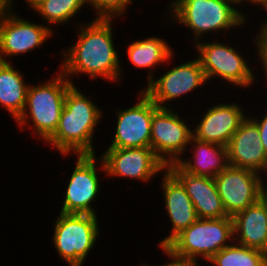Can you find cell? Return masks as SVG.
<instances>
[{
    "label": "cell",
    "instance_id": "obj_1",
    "mask_svg": "<svg viewBox=\"0 0 267 266\" xmlns=\"http://www.w3.org/2000/svg\"><path fill=\"white\" fill-rule=\"evenodd\" d=\"M113 19L96 17L89 25L80 26L77 42L68 52H64L65 59L60 72L66 77L86 73L92 79L99 76L117 81L121 68L112 39Z\"/></svg>",
    "mask_w": 267,
    "mask_h": 266
},
{
    "label": "cell",
    "instance_id": "obj_2",
    "mask_svg": "<svg viewBox=\"0 0 267 266\" xmlns=\"http://www.w3.org/2000/svg\"><path fill=\"white\" fill-rule=\"evenodd\" d=\"M101 114L102 111L72 85L66 93L58 127L46 142L64 155L70 152L95 154L92 135Z\"/></svg>",
    "mask_w": 267,
    "mask_h": 266
},
{
    "label": "cell",
    "instance_id": "obj_3",
    "mask_svg": "<svg viewBox=\"0 0 267 266\" xmlns=\"http://www.w3.org/2000/svg\"><path fill=\"white\" fill-rule=\"evenodd\" d=\"M74 85L63 73L52 81H48L41 86H29L27 90L26 105L22 115L16 122L23 127L29 124L27 117L32 118L34 131L47 141L56 131L61 117L65 97L68 89ZM27 108V109H26Z\"/></svg>",
    "mask_w": 267,
    "mask_h": 266
},
{
    "label": "cell",
    "instance_id": "obj_4",
    "mask_svg": "<svg viewBox=\"0 0 267 266\" xmlns=\"http://www.w3.org/2000/svg\"><path fill=\"white\" fill-rule=\"evenodd\" d=\"M233 238L232 217L217 219L198 218L179 233L165 248L174 256L197 261L200 255L210 260Z\"/></svg>",
    "mask_w": 267,
    "mask_h": 266
},
{
    "label": "cell",
    "instance_id": "obj_5",
    "mask_svg": "<svg viewBox=\"0 0 267 266\" xmlns=\"http://www.w3.org/2000/svg\"><path fill=\"white\" fill-rule=\"evenodd\" d=\"M172 19L194 32L195 41L209 31L228 30L245 22L244 14L221 0H176L171 3Z\"/></svg>",
    "mask_w": 267,
    "mask_h": 266
},
{
    "label": "cell",
    "instance_id": "obj_6",
    "mask_svg": "<svg viewBox=\"0 0 267 266\" xmlns=\"http://www.w3.org/2000/svg\"><path fill=\"white\" fill-rule=\"evenodd\" d=\"M96 214H59L53 241L56 250L70 266H82L99 237Z\"/></svg>",
    "mask_w": 267,
    "mask_h": 266
},
{
    "label": "cell",
    "instance_id": "obj_7",
    "mask_svg": "<svg viewBox=\"0 0 267 266\" xmlns=\"http://www.w3.org/2000/svg\"><path fill=\"white\" fill-rule=\"evenodd\" d=\"M182 120L166 107H157L153 111L151 148L166 166L179 161L193 136V131Z\"/></svg>",
    "mask_w": 267,
    "mask_h": 266
},
{
    "label": "cell",
    "instance_id": "obj_8",
    "mask_svg": "<svg viewBox=\"0 0 267 266\" xmlns=\"http://www.w3.org/2000/svg\"><path fill=\"white\" fill-rule=\"evenodd\" d=\"M196 44L200 52L198 58L207 81L213 76H218L240 87L250 86L254 82L256 77L246 60L231 46L217 42L202 43V41Z\"/></svg>",
    "mask_w": 267,
    "mask_h": 266
},
{
    "label": "cell",
    "instance_id": "obj_9",
    "mask_svg": "<svg viewBox=\"0 0 267 266\" xmlns=\"http://www.w3.org/2000/svg\"><path fill=\"white\" fill-rule=\"evenodd\" d=\"M102 169L109 176L148 181L167 166L151 147L108 148L101 156Z\"/></svg>",
    "mask_w": 267,
    "mask_h": 266
},
{
    "label": "cell",
    "instance_id": "obj_10",
    "mask_svg": "<svg viewBox=\"0 0 267 266\" xmlns=\"http://www.w3.org/2000/svg\"><path fill=\"white\" fill-rule=\"evenodd\" d=\"M259 173L228 165L214 177L225 212L232 217L258 201Z\"/></svg>",
    "mask_w": 267,
    "mask_h": 266
},
{
    "label": "cell",
    "instance_id": "obj_11",
    "mask_svg": "<svg viewBox=\"0 0 267 266\" xmlns=\"http://www.w3.org/2000/svg\"><path fill=\"white\" fill-rule=\"evenodd\" d=\"M148 76L147 89L143 92L161 108H165L166 101L181 97L207 82L199 58L170 69L157 80H153L151 73Z\"/></svg>",
    "mask_w": 267,
    "mask_h": 266
},
{
    "label": "cell",
    "instance_id": "obj_12",
    "mask_svg": "<svg viewBox=\"0 0 267 266\" xmlns=\"http://www.w3.org/2000/svg\"><path fill=\"white\" fill-rule=\"evenodd\" d=\"M139 102L127 110H119L114 140L109 148L151 147L153 111L158 107L143 91Z\"/></svg>",
    "mask_w": 267,
    "mask_h": 266
},
{
    "label": "cell",
    "instance_id": "obj_13",
    "mask_svg": "<svg viewBox=\"0 0 267 266\" xmlns=\"http://www.w3.org/2000/svg\"><path fill=\"white\" fill-rule=\"evenodd\" d=\"M95 154H78L70 177L61 213L95 215L92 201L99 193Z\"/></svg>",
    "mask_w": 267,
    "mask_h": 266
},
{
    "label": "cell",
    "instance_id": "obj_14",
    "mask_svg": "<svg viewBox=\"0 0 267 266\" xmlns=\"http://www.w3.org/2000/svg\"><path fill=\"white\" fill-rule=\"evenodd\" d=\"M10 12L0 15V61L3 62H6L5 56L36 49L53 34L46 25L31 23Z\"/></svg>",
    "mask_w": 267,
    "mask_h": 266
},
{
    "label": "cell",
    "instance_id": "obj_15",
    "mask_svg": "<svg viewBox=\"0 0 267 266\" xmlns=\"http://www.w3.org/2000/svg\"><path fill=\"white\" fill-rule=\"evenodd\" d=\"M228 164L255 172L267 170V155L264 151L257 124L247 117L226 146Z\"/></svg>",
    "mask_w": 267,
    "mask_h": 266
},
{
    "label": "cell",
    "instance_id": "obj_16",
    "mask_svg": "<svg viewBox=\"0 0 267 266\" xmlns=\"http://www.w3.org/2000/svg\"><path fill=\"white\" fill-rule=\"evenodd\" d=\"M167 169L182 183L192 200L196 215L202 219L230 217L225 212L214 178L185 172L177 163Z\"/></svg>",
    "mask_w": 267,
    "mask_h": 266
},
{
    "label": "cell",
    "instance_id": "obj_17",
    "mask_svg": "<svg viewBox=\"0 0 267 266\" xmlns=\"http://www.w3.org/2000/svg\"><path fill=\"white\" fill-rule=\"evenodd\" d=\"M206 112L199 125L192 130L193 137L222 146L228 145L240 123L246 118L242 108L234 103L218 104Z\"/></svg>",
    "mask_w": 267,
    "mask_h": 266
},
{
    "label": "cell",
    "instance_id": "obj_18",
    "mask_svg": "<svg viewBox=\"0 0 267 266\" xmlns=\"http://www.w3.org/2000/svg\"><path fill=\"white\" fill-rule=\"evenodd\" d=\"M164 172L166 173L161 185L165 207L172 222V233L160 241L161 248H165L179 233L198 219L194 204L182 183L168 169Z\"/></svg>",
    "mask_w": 267,
    "mask_h": 266
},
{
    "label": "cell",
    "instance_id": "obj_19",
    "mask_svg": "<svg viewBox=\"0 0 267 266\" xmlns=\"http://www.w3.org/2000/svg\"><path fill=\"white\" fill-rule=\"evenodd\" d=\"M232 221L238 244L267 253V211L260 202L233 215ZM236 234L240 237L235 238Z\"/></svg>",
    "mask_w": 267,
    "mask_h": 266
},
{
    "label": "cell",
    "instance_id": "obj_20",
    "mask_svg": "<svg viewBox=\"0 0 267 266\" xmlns=\"http://www.w3.org/2000/svg\"><path fill=\"white\" fill-rule=\"evenodd\" d=\"M196 145L194 148V161L182 160L176 163L187 173L197 176H207L214 178L220 174L229 164L226 146L209 143L191 137L190 144Z\"/></svg>",
    "mask_w": 267,
    "mask_h": 266
},
{
    "label": "cell",
    "instance_id": "obj_21",
    "mask_svg": "<svg viewBox=\"0 0 267 266\" xmlns=\"http://www.w3.org/2000/svg\"><path fill=\"white\" fill-rule=\"evenodd\" d=\"M28 87L10 62L0 61V104L15 120L24 112Z\"/></svg>",
    "mask_w": 267,
    "mask_h": 266
},
{
    "label": "cell",
    "instance_id": "obj_22",
    "mask_svg": "<svg viewBox=\"0 0 267 266\" xmlns=\"http://www.w3.org/2000/svg\"><path fill=\"white\" fill-rule=\"evenodd\" d=\"M173 55L172 49L163 39L150 37L133 42L128 47V56L134 66L150 68L162 62H167Z\"/></svg>",
    "mask_w": 267,
    "mask_h": 266
},
{
    "label": "cell",
    "instance_id": "obj_23",
    "mask_svg": "<svg viewBox=\"0 0 267 266\" xmlns=\"http://www.w3.org/2000/svg\"><path fill=\"white\" fill-rule=\"evenodd\" d=\"M267 253L243 245H229L216 253L209 262L215 266H265Z\"/></svg>",
    "mask_w": 267,
    "mask_h": 266
},
{
    "label": "cell",
    "instance_id": "obj_24",
    "mask_svg": "<svg viewBox=\"0 0 267 266\" xmlns=\"http://www.w3.org/2000/svg\"><path fill=\"white\" fill-rule=\"evenodd\" d=\"M85 3V0H47L35 12H39L49 24H62L74 17Z\"/></svg>",
    "mask_w": 267,
    "mask_h": 266
},
{
    "label": "cell",
    "instance_id": "obj_25",
    "mask_svg": "<svg viewBox=\"0 0 267 266\" xmlns=\"http://www.w3.org/2000/svg\"><path fill=\"white\" fill-rule=\"evenodd\" d=\"M86 3L91 4L96 11L97 16L102 18H113V16L122 15L125 12L128 4L132 0H85Z\"/></svg>",
    "mask_w": 267,
    "mask_h": 266
},
{
    "label": "cell",
    "instance_id": "obj_26",
    "mask_svg": "<svg viewBox=\"0 0 267 266\" xmlns=\"http://www.w3.org/2000/svg\"><path fill=\"white\" fill-rule=\"evenodd\" d=\"M260 33L256 37V46L258 49L259 57L264 66L265 72L267 74V28H261Z\"/></svg>",
    "mask_w": 267,
    "mask_h": 266
},
{
    "label": "cell",
    "instance_id": "obj_27",
    "mask_svg": "<svg viewBox=\"0 0 267 266\" xmlns=\"http://www.w3.org/2000/svg\"><path fill=\"white\" fill-rule=\"evenodd\" d=\"M164 252H166L167 256L174 259L170 263H167L162 266H199L197 261L189 260V259H182L172 255L166 248H162Z\"/></svg>",
    "mask_w": 267,
    "mask_h": 266
},
{
    "label": "cell",
    "instance_id": "obj_28",
    "mask_svg": "<svg viewBox=\"0 0 267 266\" xmlns=\"http://www.w3.org/2000/svg\"><path fill=\"white\" fill-rule=\"evenodd\" d=\"M251 119L258 126V130H259V133H260V139L262 141V145H263L264 151H265V153L267 155V114L261 121L254 120L252 117H251Z\"/></svg>",
    "mask_w": 267,
    "mask_h": 266
},
{
    "label": "cell",
    "instance_id": "obj_29",
    "mask_svg": "<svg viewBox=\"0 0 267 266\" xmlns=\"http://www.w3.org/2000/svg\"><path fill=\"white\" fill-rule=\"evenodd\" d=\"M259 195H258V202H260L267 211V188L264 186L262 178H259Z\"/></svg>",
    "mask_w": 267,
    "mask_h": 266
},
{
    "label": "cell",
    "instance_id": "obj_30",
    "mask_svg": "<svg viewBox=\"0 0 267 266\" xmlns=\"http://www.w3.org/2000/svg\"><path fill=\"white\" fill-rule=\"evenodd\" d=\"M11 1L13 0H0V15L11 11L10 5H12Z\"/></svg>",
    "mask_w": 267,
    "mask_h": 266
},
{
    "label": "cell",
    "instance_id": "obj_31",
    "mask_svg": "<svg viewBox=\"0 0 267 266\" xmlns=\"http://www.w3.org/2000/svg\"><path fill=\"white\" fill-rule=\"evenodd\" d=\"M31 7L36 10L41 4L46 2L47 0H25Z\"/></svg>",
    "mask_w": 267,
    "mask_h": 266
},
{
    "label": "cell",
    "instance_id": "obj_32",
    "mask_svg": "<svg viewBox=\"0 0 267 266\" xmlns=\"http://www.w3.org/2000/svg\"><path fill=\"white\" fill-rule=\"evenodd\" d=\"M245 0H243L244 3ZM250 3L252 2V4H260L261 6H263L265 9H267V0H248Z\"/></svg>",
    "mask_w": 267,
    "mask_h": 266
},
{
    "label": "cell",
    "instance_id": "obj_33",
    "mask_svg": "<svg viewBox=\"0 0 267 266\" xmlns=\"http://www.w3.org/2000/svg\"><path fill=\"white\" fill-rule=\"evenodd\" d=\"M221 1L227 2L229 4H235V5H237V3L241 4V2H243V0H221Z\"/></svg>",
    "mask_w": 267,
    "mask_h": 266
},
{
    "label": "cell",
    "instance_id": "obj_34",
    "mask_svg": "<svg viewBox=\"0 0 267 266\" xmlns=\"http://www.w3.org/2000/svg\"><path fill=\"white\" fill-rule=\"evenodd\" d=\"M267 10V9H266ZM262 28H267V23H265L264 25H262Z\"/></svg>",
    "mask_w": 267,
    "mask_h": 266
}]
</instances>
